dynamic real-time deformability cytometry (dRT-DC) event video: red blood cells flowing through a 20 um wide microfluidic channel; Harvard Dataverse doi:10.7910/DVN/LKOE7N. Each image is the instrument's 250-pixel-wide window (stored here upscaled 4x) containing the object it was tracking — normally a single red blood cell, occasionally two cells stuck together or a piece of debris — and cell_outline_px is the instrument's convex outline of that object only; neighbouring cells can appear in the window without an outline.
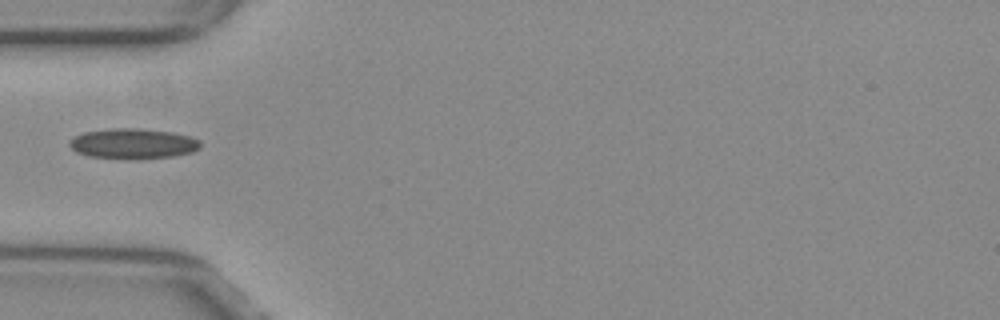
{"species": "common noctule bat (a hibernating species)", "species_latin": "Nyctalus noctula", "temperature_condition": "warm", "stored_images_in_passage": 37, "camera_frame_rate_fps": 3000, "um_per_image_px": 0.085, "animal": {"sex": "female", "body_mass_g": 29.2, "forearm_length_mm": 56.3}, "frame": {"image": 1, "passage_image": 1, "time_ms": 0.0, "image_size_px": [1000, 320], "cell_outline_px": [[200, 148], [192, 152], [172, 156], [140, 160], [128, 160], [88, 156], [76, 152], [68, 144], [76, 136], [84, 132], [112, 128], [140, 128], [172, 132], [188, 136], [200, 140]], "centroid_in_image_um": [11.32, 12.23], "position_along_channel_um": 73.7, "area_um2": 23.35}}
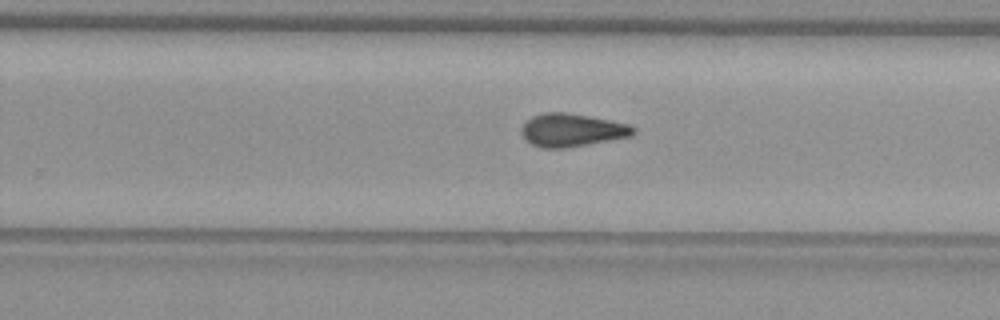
{"frame": {"image": 2, "passage_image": 17, "time_ms": 5.333, "image_size_px": [1000, 320], "cell_outline_px": [[636, 132], [632, 136], [588, 144], [564, 148], [540, 148], [524, 140], [524, 124], [532, 116], [548, 112], [564, 112], [588, 116], [628, 124], [636, 128]], "centroid_in_image_um": [48.64, 11.07], "position_along_channel_um": 281.2, "area_um2": 21.21}}
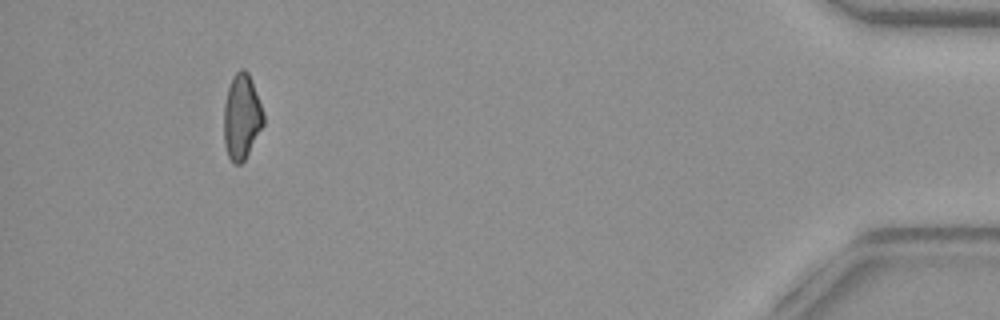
{"frame": {"image": 3, "passage_image": 33, "time_ms": 10.667, "image_size_px": [1000, 320], "cell_outline_px": [[264, 124], [244, 160], [240, 164], [236, 164], [228, 156], [224, 144], [224, 104], [228, 88], [232, 76], [240, 68], [244, 68], [248, 72], [252, 80], [264, 112]], "centroid_in_image_um": [20.54, 9.89], "position_along_channel_um": 414.7, "area_um2": 19.71}}